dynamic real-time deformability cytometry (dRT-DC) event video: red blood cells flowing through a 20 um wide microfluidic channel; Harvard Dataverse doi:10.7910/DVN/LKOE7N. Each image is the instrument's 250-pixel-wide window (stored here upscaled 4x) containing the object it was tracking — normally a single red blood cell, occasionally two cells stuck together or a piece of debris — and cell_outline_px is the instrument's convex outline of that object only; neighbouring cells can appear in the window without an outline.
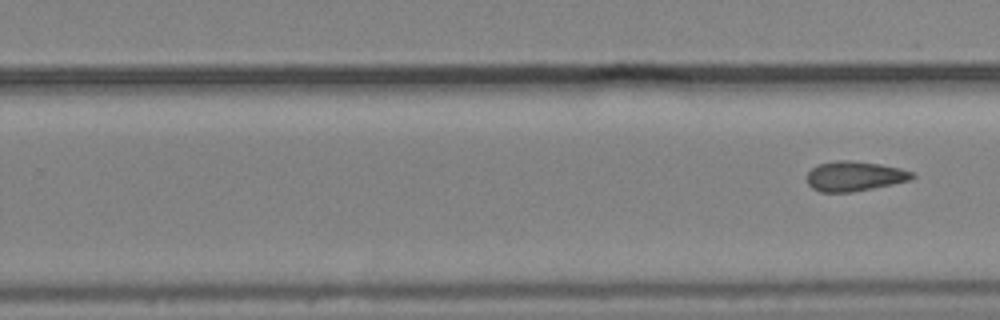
{"species": "common noctule bat (a hibernating species)", "species_latin": "Nyctalus noctula", "temperature_condition": "cold", "stored_images_in_passage": 9, "camera_frame_rate_fps": 3000, "um_per_image_px": 0.085, "animal": {"sex": "male", "body_mass_g": 19.2, "forearm_length_mm": 51.8}, "frame": {"image": 1, "passage_image": 9, "time_ms": 2.667, "image_size_px": [1000, 320], "cell_outline_px": [[916, 176], [912, 180], [852, 192], [820, 192], [812, 188], [808, 184], [808, 172], [812, 168], [820, 164], [836, 160], [848, 160], [880, 164], [900, 168], [916, 172]], "centroid_in_image_um": [72.68, 14.97], "position_along_channel_um": 257.1, "area_um2": 18.32}}